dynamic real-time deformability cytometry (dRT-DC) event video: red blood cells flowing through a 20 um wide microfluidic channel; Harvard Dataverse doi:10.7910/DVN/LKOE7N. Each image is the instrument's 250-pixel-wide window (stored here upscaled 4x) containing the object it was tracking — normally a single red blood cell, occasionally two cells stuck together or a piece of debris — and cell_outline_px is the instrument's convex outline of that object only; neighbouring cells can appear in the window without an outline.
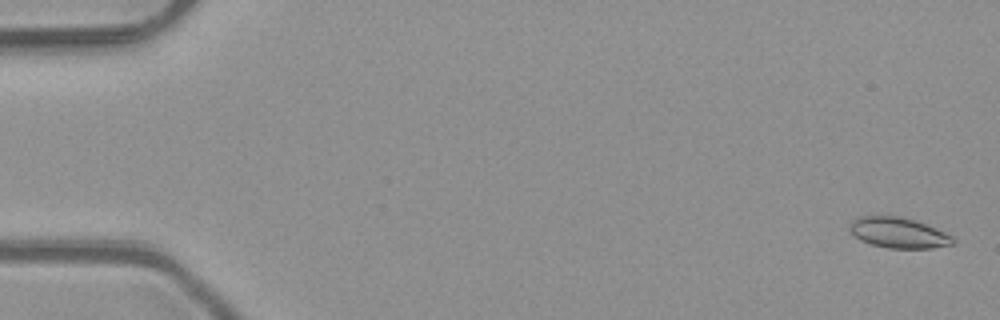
{"species": "common noctule bat (a hibernating species)", "species_latin": "Nyctalus noctula", "temperature_condition": "room temperature", "stored_images_in_passage": 10, "camera_frame_rate_fps": 3000, "um_per_image_px": 0.085, "animal": {"sex": "male", "body_mass_g": 23.1, "forearm_length_mm": 52.7}, "frame": {"image": 1, "passage_image": 2, "time_ms": 0.333, "image_size_px": [1000, 320], "cell_outline_px": [[956, 244], [932, 248], [888, 248], [872, 244], [860, 240], [848, 228], [852, 220], [860, 216], [900, 216], [916, 220], [936, 228], [952, 236], [956, 240]], "centroid_in_image_um": [76.4, 19.78], "position_along_channel_um": 8.6, "area_um2": 18.44}}